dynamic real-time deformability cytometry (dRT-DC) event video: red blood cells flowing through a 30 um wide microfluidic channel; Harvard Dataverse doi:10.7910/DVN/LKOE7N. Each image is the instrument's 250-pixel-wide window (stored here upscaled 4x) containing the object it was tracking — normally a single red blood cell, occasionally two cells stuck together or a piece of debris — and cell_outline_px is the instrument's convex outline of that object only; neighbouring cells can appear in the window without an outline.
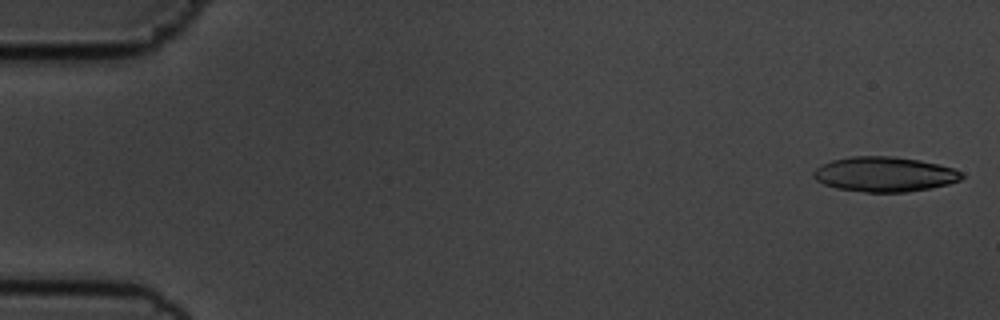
{"species": "common noctule bat (a hibernating species)", "species_latin": "Nyctalus noctula", "temperature_condition": "cold", "stored_images_in_passage": 54, "camera_frame_rate_fps": 3000, "um_per_image_px": 0.085, "animal": {"sex": "male", "body_mass_g": 19.5, "forearm_length_mm": 54.6}, "frame": {"image": 1, "passage_image": 1, "time_ms": 0.0, "image_size_px": [1000, 320], "cell_outline_px": [[964, 176], [960, 180], [948, 184], [908, 192], [864, 192], [836, 188], [824, 184], [816, 180], [812, 176], [812, 172], [816, 168], [832, 160], [852, 156], [892, 156], [920, 160], [952, 168], [964, 172]], "centroid_in_image_um": [75.18, 14.81], "position_along_channel_um": 9.8, "area_um2": 30.11}}
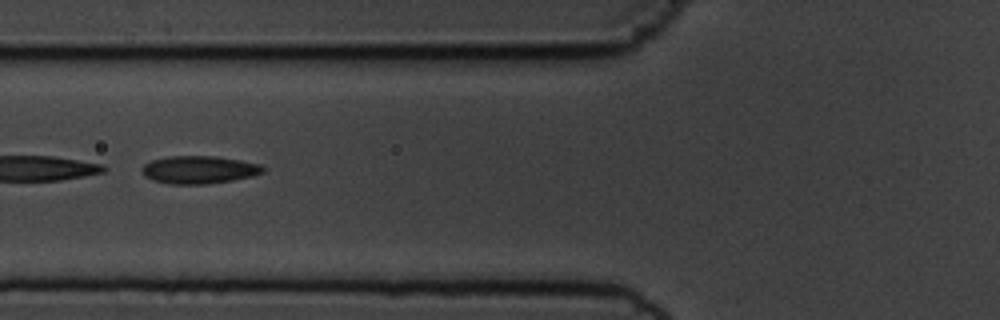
{"frame": {"image": 2, "passage_image": 21, "time_ms": 6.667, "image_size_px": [1000, 320], "cell_outline_px": [[264, 172], [252, 176], [232, 180], [204, 184], [168, 184], [152, 180], [144, 176], [140, 168], [144, 164], [152, 160], [172, 156], [216, 156], [240, 160], [260, 164], [264, 168]], "centroid_in_image_um": [16.89, 14.43], "position_along_channel_um": 108.9, "area_um2": 19.59}}
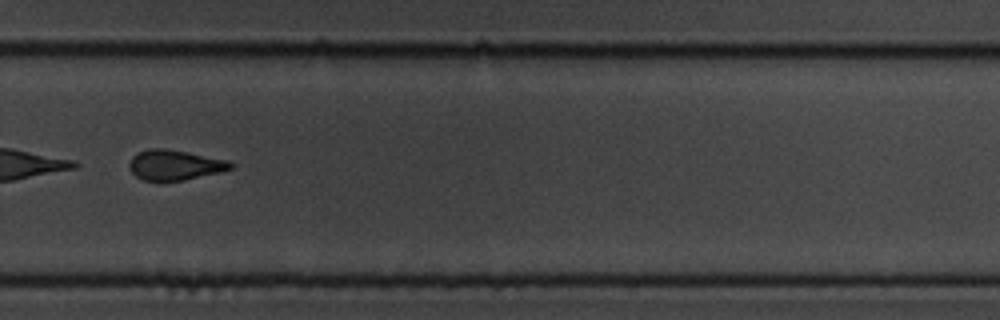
{"frame": {"image": 3, "passage_image": 38, "time_ms": 12.333, "image_size_px": [1000, 320], "cell_outline_px": [[236, 164], [232, 168], [220, 172], [184, 180], [144, 180], [136, 176], [128, 168], [128, 164], [132, 156], [136, 152], [148, 148], [168, 148], [228, 160]], "centroid_in_image_um": [14.84, 14.0], "position_along_channel_um": 315.0, "area_um2": 17.98}, "authors_computed_cell_mechanics": {"area_um2": 19.9699, "velocity_mm_per_s": 3.6402, "shape_relaxation_time_tau1_ms": 6.2224, "shape_relaxation_time_tau2_ms": 2.9241, "deformation_change_tau1": 0.1245, "deformation_change_tau2": 0.0889}}